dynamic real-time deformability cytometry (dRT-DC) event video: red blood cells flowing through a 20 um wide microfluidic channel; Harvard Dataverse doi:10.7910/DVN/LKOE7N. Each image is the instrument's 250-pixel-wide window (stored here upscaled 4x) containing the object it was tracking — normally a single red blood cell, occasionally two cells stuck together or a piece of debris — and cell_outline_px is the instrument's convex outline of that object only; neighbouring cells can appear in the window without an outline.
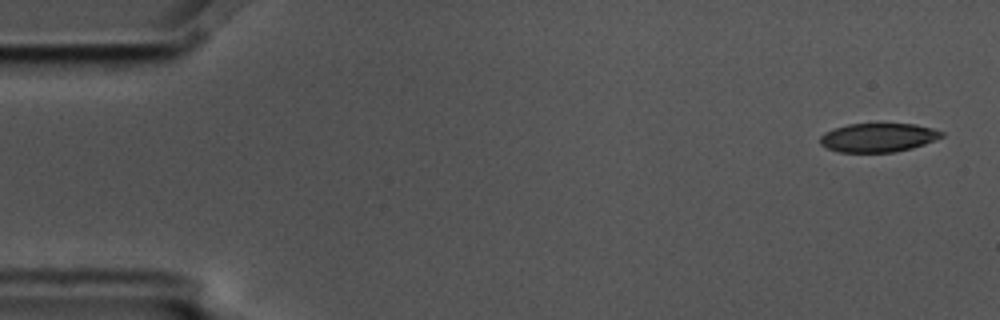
{"species": "common noctule bat (a hibernating species)", "species_latin": "Nyctalus noctula", "temperature_condition": "cold", "stored_images_in_passage": 5, "camera_frame_rate_fps": 3000, "um_per_image_px": 0.085, "animal": {"sex": "male", "body_mass_g": 17.5, "forearm_length_mm": 52.3}, "frame": {"image": 1, "passage_image": 1, "time_ms": 0.0, "image_size_px": [1000, 320], "cell_outline_px": [[944, 136], [924, 144], [912, 148], [892, 152], [840, 152], [828, 148], [820, 144], [820, 136], [824, 132], [832, 128], [848, 124], [916, 124], [932, 128], [944, 132]], "centroid_in_image_um": [74.63, 11.68], "position_along_channel_um": 10.4, "area_um2": 20.4}}
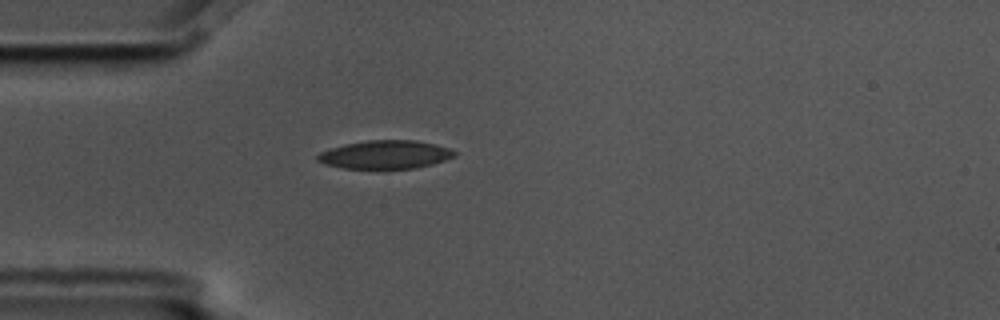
{"frame": {"image": 2, "passage_image": 5, "time_ms": 1.333, "image_size_px": [1000, 320], "cell_outline_px": [[456, 156], [432, 164], [416, 168], [344, 168], [324, 164], [316, 160], [316, 156], [320, 152], [344, 144], [368, 140], [416, 140], [448, 148], [456, 152]], "centroid_in_image_um": [32.73, 13.14], "position_along_channel_um": 52.3, "area_um2": 22.43}}